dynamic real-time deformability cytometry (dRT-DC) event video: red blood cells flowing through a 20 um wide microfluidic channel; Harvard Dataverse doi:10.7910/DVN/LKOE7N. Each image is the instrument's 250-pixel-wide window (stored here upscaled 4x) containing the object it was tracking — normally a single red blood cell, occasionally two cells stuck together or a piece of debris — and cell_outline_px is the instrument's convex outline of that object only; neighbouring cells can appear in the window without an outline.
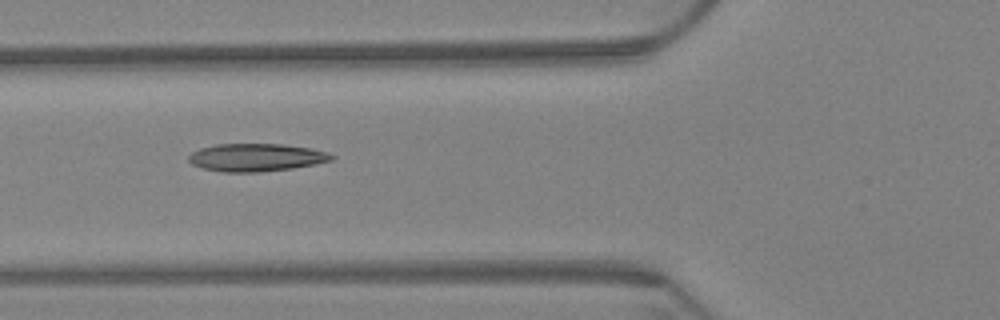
{"species": "Egyptian fruit bat (a non-hibernating species)", "species_latin": "Rousettus aegyptiacus", "temperature_condition": "warm", "stored_images_in_passage": 3, "camera_frame_rate_fps": 3000, "um_per_image_px": 0.085, "animal": {"sex": "female"}, "frame": {"image": 1, "passage_image": 2, "time_ms": 0.333, "image_size_px": [1000, 320], "cell_outline_px": [[336, 156], [332, 160], [316, 164], [292, 168], [260, 172], [224, 172], [204, 168], [192, 164], [188, 160], [188, 156], [192, 152], [200, 148], [216, 144], [284, 144], [312, 148], [328, 152]], "centroid_in_image_um": [21.81, 13.37], "position_along_channel_um": 104.0, "area_um2": 23.24}}
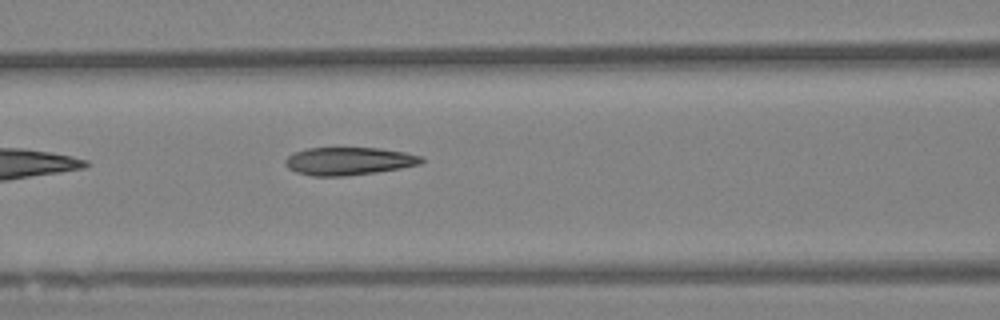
{"frame": {"image": 2, "passage_image": 3, "time_ms": 0.667, "image_size_px": [1000, 320], "cell_outline_px": [[424, 160], [420, 164], [400, 168], [376, 172], [348, 176], [312, 176], [296, 172], [288, 168], [284, 164], [284, 160], [292, 152], [308, 148], [380, 148], [404, 152], [420, 156]], "centroid_in_image_um": [29.59, 13.69], "position_along_channel_um": 137.0, "area_um2": 22.14}}